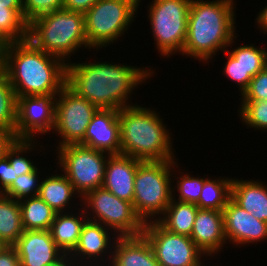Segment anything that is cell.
I'll use <instances>...</instances> for the list:
<instances>
[{
    "label": "cell",
    "mask_w": 267,
    "mask_h": 266,
    "mask_svg": "<svg viewBox=\"0 0 267 266\" xmlns=\"http://www.w3.org/2000/svg\"><path fill=\"white\" fill-rule=\"evenodd\" d=\"M150 67L96 60L94 63L69 62L66 65V85L98 109L119 110L133 105L129 98L133 91L154 76Z\"/></svg>",
    "instance_id": "1"
},
{
    "label": "cell",
    "mask_w": 267,
    "mask_h": 266,
    "mask_svg": "<svg viewBox=\"0 0 267 266\" xmlns=\"http://www.w3.org/2000/svg\"><path fill=\"white\" fill-rule=\"evenodd\" d=\"M66 65L28 39L11 42L0 55V67L17 97L58 94L66 85Z\"/></svg>",
    "instance_id": "2"
},
{
    "label": "cell",
    "mask_w": 267,
    "mask_h": 266,
    "mask_svg": "<svg viewBox=\"0 0 267 266\" xmlns=\"http://www.w3.org/2000/svg\"><path fill=\"white\" fill-rule=\"evenodd\" d=\"M235 3V0H192L181 54L206 64L218 51L235 46L234 39L238 37Z\"/></svg>",
    "instance_id": "3"
},
{
    "label": "cell",
    "mask_w": 267,
    "mask_h": 266,
    "mask_svg": "<svg viewBox=\"0 0 267 266\" xmlns=\"http://www.w3.org/2000/svg\"><path fill=\"white\" fill-rule=\"evenodd\" d=\"M159 115L137 103L119 109L120 154L141 161L176 160L170 130Z\"/></svg>",
    "instance_id": "4"
},
{
    "label": "cell",
    "mask_w": 267,
    "mask_h": 266,
    "mask_svg": "<svg viewBox=\"0 0 267 266\" xmlns=\"http://www.w3.org/2000/svg\"><path fill=\"white\" fill-rule=\"evenodd\" d=\"M28 40L66 64L71 62L70 57L81 47L91 52L87 43L84 14L66 9L55 10L30 22Z\"/></svg>",
    "instance_id": "5"
},
{
    "label": "cell",
    "mask_w": 267,
    "mask_h": 266,
    "mask_svg": "<svg viewBox=\"0 0 267 266\" xmlns=\"http://www.w3.org/2000/svg\"><path fill=\"white\" fill-rule=\"evenodd\" d=\"M175 160L142 161L134 180L133 208L145 224L157 221L172 199V170Z\"/></svg>",
    "instance_id": "6"
},
{
    "label": "cell",
    "mask_w": 267,
    "mask_h": 266,
    "mask_svg": "<svg viewBox=\"0 0 267 266\" xmlns=\"http://www.w3.org/2000/svg\"><path fill=\"white\" fill-rule=\"evenodd\" d=\"M137 9L135 0H98L84 14L89 47L98 51L116 43L134 23Z\"/></svg>",
    "instance_id": "7"
},
{
    "label": "cell",
    "mask_w": 267,
    "mask_h": 266,
    "mask_svg": "<svg viewBox=\"0 0 267 266\" xmlns=\"http://www.w3.org/2000/svg\"><path fill=\"white\" fill-rule=\"evenodd\" d=\"M191 1L152 0L148 5L147 15L154 44L158 54L164 58H171L175 53L181 54L183 51Z\"/></svg>",
    "instance_id": "8"
},
{
    "label": "cell",
    "mask_w": 267,
    "mask_h": 266,
    "mask_svg": "<svg viewBox=\"0 0 267 266\" xmlns=\"http://www.w3.org/2000/svg\"><path fill=\"white\" fill-rule=\"evenodd\" d=\"M55 151L59 172L71 182L80 201L88 192L103 186L109 154L80 144L62 146Z\"/></svg>",
    "instance_id": "9"
},
{
    "label": "cell",
    "mask_w": 267,
    "mask_h": 266,
    "mask_svg": "<svg viewBox=\"0 0 267 266\" xmlns=\"http://www.w3.org/2000/svg\"><path fill=\"white\" fill-rule=\"evenodd\" d=\"M81 206L88 220L101 223L118 237L142 235L144 223L136 215L133 204L119 199L103 187L81 198Z\"/></svg>",
    "instance_id": "10"
},
{
    "label": "cell",
    "mask_w": 267,
    "mask_h": 266,
    "mask_svg": "<svg viewBox=\"0 0 267 266\" xmlns=\"http://www.w3.org/2000/svg\"><path fill=\"white\" fill-rule=\"evenodd\" d=\"M98 108L65 85L56 96L54 131L60 137L57 148L79 144Z\"/></svg>",
    "instance_id": "11"
},
{
    "label": "cell",
    "mask_w": 267,
    "mask_h": 266,
    "mask_svg": "<svg viewBox=\"0 0 267 266\" xmlns=\"http://www.w3.org/2000/svg\"><path fill=\"white\" fill-rule=\"evenodd\" d=\"M142 235L160 266H207L201 259L206 255L189 236L171 233L157 221L145 223Z\"/></svg>",
    "instance_id": "12"
},
{
    "label": "cell",
    "mask_w": 267,
    "mask_h": 266,
    "mask_svg": "<svg viewBox=\"0 0 267 266\" xmlns=\"http://www.w3.org/2000/svg\"><path fill=\"white\" fill-rule=\"evenodd\" d=\"M57 94L17 97L15 137L36 140L41 133H53Z\"/></svg>",
    "instance_id": "13"
},
{
    "label": "cell",
    "mask_w": 267,
    "mask_h": 266,
    "mask_svg": "<svg viewBox=\"0 0 267 266\" xmlns=\"http://www.w3.org/2000/svg\"><path fill=\"white\" fill-rule=\"evenodd\" d=\"M117 238L106 226L87 219L82 226L77 246L68 255L70 263L73 266H109Z\"/></svg>",
    "instance_id": "14"
},
{
    "label": "cell",
    "mask_w": 267,
    "mask_h": 266,
    "mask_svg": "<svg viewBox=\"0 0 267 266\" xmlns=\"http://www.w3.org/2000/svg\"><path fill=\"white\" fill-rule=\"evenodd\" d=\"M222 212L227 244L240 245V248L267 240V222L258 220L231 198Z\"/></svg>",
    "instance_id": "15"
},
{
    "label": "cell",
    "mask_w": 267,
    "mask_h": 266,
    "mask_svg": "<svg viewBox=\"0 0 267 266\" xmlns=\"http://www.w3.org/2000/svg\"><path fill=\"white\" fill-rule=\"evenodd\" d=\"M13 246L21 266H48L57 263L65 255L49 230H24Z\"/></svg>",
    "instance_id": "16"
},
{
    "label": "cell",
    "mask_w": 267,
    "mask_h": 266,
    "mask_svg": "<svg viewBox=\"0 0 267 266\" xmlns=\"http://www.w3.org/2000/svg\"><path fill=\"white\" fill-rule=\"evenodd\" d=\"M79 144L109 155L120 154L118 110L98 109Z\"/></svg>",
    "instance_id": "17"
},
{
    "label": "cell",
    "mask_w": 267,
    "mask_h": 266,
    "mask_svg": "<svg viewBox=\"0 0 267 266\" xmlns=\"http://www.w3.org/2000/svg\"><path fill=\"white\" fill-rule=\"evenodd\" d=\"M190 238L196 246L211 259L224 249L227 243L224 234L223 212L198 209ZM212 255V256H211ZM211 256V257H210Z\"/></svg>",
    "instance_id": "18"
},
{
    "label": "cell",
    "mask_w": 267,
    "mask_h": 266,
    "mask_svg": "<svg viewBox=\"0 0 267 266\" xmlns=\"http://www.w3.org/2000/svg\"><path fill=\"white\" fill-rule=\"evenodd\" d=\"M142 161L123 154L109 155L104 174L103 188L119 199L133 203L134 180Z\"/></svg>",
    "instance_id": "19"
},
{
    "label": "cell",
    "mask_w": 267,
    "mask_h": 266,
    "mask_svg": "<svg viewBox=\"0 0 267 266\" xmlns=\"http://www.w3.org/2000/svg\"><path fill=\"white\" fill-rule=\"evenodd\" d=\"M109 266H160L143 235L118 237Z\"/></svg>",
    "instance_id": "20"
},
{
    "label": "cell",
    "mask_w": 267,
    "mask_h": 266,
    "mask_svg": "<svg viewBox=\"0 0 267 266\" xmlns=\"http://www.w3.org/2000/svg\"><path fill=\"white\" fill-rule=\"evenodd\" d=\"M253 180L233 178L231 199L258 220L267 222V185L258 179Z\"/></svg>",
    "instance_id": "21"
},
{
    "label": "cell",
    "mask_w": 267,
    "mask_h": 266,
    "mask_svg": "<svg viewBox=\"0 0 267 266\" xmlns=\"http://www.w3.org/2000/svg\"><path fill=\"white\" fill-rule=\"evenodd\" d=\"M78 205L82 209L78 208L77 213L76 210H74L75 213L74 211L57 213L49 230L56 245L66 255H69L77 246L82 226L88 219L81 202Z\"/></svg>",
    "instance_id": "22"
},
{
    "label": "cell",
    "mask_w": 267,
    "mask_h": 266,
    "mask_svg": "<svg viewBox=\"0 0 267 266\" xmlns=\"http://www.w3.org/2000/svg\"><path fill=\"white\" fill-rule=\"evenodd\" d=\"M75 195L80 198L63 173L61 175L58 172L56 175L50 173V176L41 180L38 196L57 213L70 212V209L73 211L71 201L76 197Z\"/></svg>",
    "instance_id": "23"
},
{
    "label": "cell",
    "mask_w": 267,
    "mask_h": 266,
    "mask_svg": "<svg viewBox=\"0 0 267 266\" xmlns=\"http://www.w3.org/2000/svg\"><path fill=\"white\" fill-rule=\"evenodd\" d=\"M198 209L194 203L171 199L170 204L157 222L171 233L190 237Z\"/></svg>",
    "instance_id": "24"
},
{
    "label": "cell",
    "mask_w": 267,
    "mask_h": 266,
    "mask_svg": "<svg viewBox=\"0 0 267 266\" xmlns=\"http://www.w3.org/2000/svg\"><path fill=\"white\" fill-rule=\"evenodd\" d=\"M24 230H50L55 212L38 195L19 200Z\"/></svg>",
    "instance_id": "25"
},
{
    "label": "cell",
    "mask_w": 267,
    "mask_h": 266,
    "mask_svg": "<svg viewBox=\"0 0 267 266\" xmlns=\"http://www.w3.org/2000/svg\"><path fill=\"white\" fill-rule=\"evenodd\" d=\"M23 231L19 201L0 193V239L13 246Z\"/></svg>",
    "instance_id": "26"
},
{
    "label": "cell",
    "mask_w": 267,
    "mask_h": 266,
    "mask_svg": "<svg viewBox=\"0 0 267 266\" xmlns=\"http://www.w3.org/2000/svg\"><path fill=\"white\" fill-rule=\"evenodd\" d=\"M232 179L225 176L216 179L207 176L196 203L198 208L223 211L231 198Z\"/></svg>",
    "instance_id": "27"
},
{
    "label": "cell",
    "mask_w": 267,
    "mask_h": 266,
    "mask_svg": "<svg viewBox=\"0 0 267 266\" xmlns=\"http://www.w3.org/2000/svg\"><path fill=\"white\" fill-rule=\"evenodd\" d=\"M17 120V95L6 72L0 67V128L15 134Z\"/></svg>",
    "instance_id": "28"
},
{
    "label": "cell",
    "mask_w": 267,
    "mask_h": 266,
    "mask_svg": "<svg viewBox=\"0 0 267 266\" xmlns=\"http://www.w3.org/2000/svg\"><path fill=\"white\" fill-rule=\"evenodd\" d=\"M177 162L178 161L176 160V162L173 165V170H172V175H173L172 183L174 184V180L176 182L174 186L172 185V199L181 201V202L196 204L199 200V196L201 194V190L203 188L204 181L206 178L205 177L201 178V176L199 177V175L194 177L191 174H189L187 171H185L186 174H183L184 173L183 171L177 172V170L181 168L179 167V164ZM174 170L176 171V173H180L179 174L180 176H177V175L174 176V172H175ZM176 192L179 193V195L176 196L175 195Z\"/></svg>",
    "instance_id": "29"
},
{
    "label": "cell",
    "mask_w": 267,
    "mask_h": 266,
    "mask_svg": "<svg viewBox=\"0 0 267 266\" xmlns=\"http://www.w3.org/2000/svg\"><path fill=\"white\" fill-rule=\"evenodd\" d=\"M229 53L243 67V77H254L257 73L265 69L267 59V49L257 47L254 44H245L234 47Z\"/></svg>",
    "instance_id": "30"
},
{
    "label": "cell",
    "mask_w": 267,
    "mask_h": 266,
    "mask_svg": "<svg viewBox=\"0 0 267 266\" xmlns=\"http://www.w3.org/2000/svg\"><path fill=\"white\" fill-rule=\"evenodd\" d=\"M28 25L22 8H0V32L10 42L27 40Z\"/></svg>",
    "instance_id": "31"
},
{
    "label": "cell",
    "mask_w": 267,
    "mask_h": 266,
    "mask_svg": "<svg viewBox=\"0 0 267 266\" xmlns=\"http://www.w3.org/2000/svg\"><path fill=\"white\" fill-rule=\"evenodd\" d=\"M35 144H38L36 140L17 139L7 150L6 155L17 176L31 173L37 168V165L26 155L33 150L35 151L34 146H38Z\"/></svg>",
    "instance_id": "32"
},
{
    "label": "cell",
    "mask_w": 267,
    "mask_h": 266,
    "mask_svg": "<svg viewBox=\"0 0 267 266\" xmlns=\"http://www.w3.org/2000/svg\"><path fill=\"white\" fill-rule=\"evenodd\" d=\"M238 109L241 122L249 128L267 132V100L241 101Z\"/></svg>",
    "instance_id": "33"
},
{
    "label": "cell",
    "mask_w": 267,
    "mask_h": 266,
    "mask_svg": "<svg viewBox=\"0 0 267 266\" xmlns=\"http://www.w3.org/2000/svg\"><path fill=\"white\" fill-rule=\"evenodd\" d=\"M36 168L33 172L17 176L11 186L3 193L4 195L21 200L37 196L40 188L41 178L39 174L41 170Z\"/></svg>",
    "instance_id": "34"
},
{
    "label": "cell",
    "mask_w": 267,
    "mask_h": 266,
    "mask_svg": "<svg viewBox=\"0 0 267 266\" xmlns=\"http://www.w3.org/2000/svg\"><path fill=\"white\" fill-rule=\"evenodd\" d=\"M64 0H22L23 17L29 24L42 15L63 9Z\"/></svg>",
    "instance_id": "35"
},
{
    "label": "cell",
    "mask_w": 267,
    "mask_h": 266,
    "mask_svg": "<svg viewBox=\"0 0 267 266\" xmlns=\"http://www.w3.org/2000/svg\"><path fill=\"white\" fill-rule=\"evenodd\" d=\"M240 101L267 100V70L264 69L252 77L248 87L240 94Z\"/></svg>",
    "instance_id": "36"
},
{
    "label": "cell",
    "mask_w": 267,
    "mask_h": 266,
    "mask_svg": "<svg viewBox=\"0 0 267 266\" xmlns=\"http://www.w3.org/2000/svg\"><path fill=\"white\" fill-rule=\"evenodd\" d=\"M227 55V61H225V67H223V74L227 76L230 81L237 83L240 93L248 87L252 77H243V67L241 64L229 53V51H223Z\"/></svg>",
    "instance_id": "37"
},
{
    "label": "cell",
    "mask_w": 267,
    "mask_h": 266,
    "mask_svg": "<svg viewBox=\"0 0 267 266\" xmlns=\"http://www.w3.org/2000/svg\"><path fill=\"white\" fill-rule=\"evenodd\" d=\"M17 178L7 155L0 159V193H4Z\"/></svg>",
    "instance_id": "38"
},
{
    "label": "cell",
    "mask_w": 267,
    "mask_h": 266,
    "mask_svg": "<svg viewBox=\"0 0 267 266\" xmlns=\"http://www.w3.org/2000/svg\"><path fill=\"white\" fill-rule=\"evenodd\" d=\"M0 266H21L14 246H6L0 251Z\"/></svg>",
    "instance_id": "39"
},
{
    "label": "cell",
    "mask_w": 267,
    "mask_h": 266,
    "mask_svg": "<svg viewBox=\"0 0 267 266\" xmlns=\"http://www.w3.org/2000/svg\"><path fill=\"white\" fill-rule=\"evenodd\" d=\"M98 0H64L63 9L85 14Z\"/></svg>",
    "instance_id": "40"
},
{
    "label": "cell",
    "mask_w": 267,
    "mask_h": 266,
    "mask_svg": "<svg viewBox=\"0 0 267 266\" xmlns=\"http://www.w3.org/2000/svg\"><path fill=\"white\" fill-rule=\"evenodd\" d=\"M16 140L17 138L12 131L0 128V159L6 155L7 150Z\"/></svg>",
    "instance_id": "41"
},
{
    "label": "cell",
    "mask_w": 267,
    "mask_h": 266,
    "mask_svg": "<svg viewBox=\"0 0 267 266\" xmlns=\"http://www.w3.org/2000/svg\"><path fill=\"white\" fill-rule=\"evenodd\" d=\"M257 28L259 27L260 32L267 34V5L262 8L255 18Z\"/></svg>",
    "instance_id": "42"
},
{
    "label": "cell",
    "mask_w": 267,
    "mask_h": 266,
    "mask_svg": "<svg viewBox=\"0 0 267 266\" xmlns=\"http://www.w3.org/2000/svg\"><path fill=\"white\" fill-rule=\"evenodd\" d=\"M0 8H22V0H0Z\"/></svg>",
    "instance_id": "43"
},
{
    "label": "cell",
    "mask_w": 267,
    "mask_h": 266,
    "mask_svg": "<svg viewBox=\"0 0 267 266\" xmlns=\"http://www.w3.org/2000/svg\"><path fill=\"white\" fill-rule=\"evenodd\" d=\"M48 266H73V265L70 263L68 255L65 254L57 263Z\"/></svg>",
    "instance_id": "44"
},
{
    "label": "cell",
    "mask_w": 267,
    "mask_h": 266,
    "mask_svg": "<svg viewBox=\"0 0 267 266\" xmlns=\"http://www.w3.org/2000/svg\"><path fill=\"white\" fill-rule=\"evenodd\" d=\"M11 42L0 32V55Z\"/></svg>",
    "instance_id": "45"
},
{
    "label": "cell",
    "mask_w": 267,
    "mask_h": 266,
    "mask_svg": "<svg viewBox=\"0 0 267 266\" xmlns=\"http://www.w3.org/2000/svg\"><path fill=\"white\" fill-rule=\"evenodd\" d=\"M7 245L0 239V251Z\"/></svg>",
    "instance_id": "46"
},
{
    "label": "cell",
    "mask_w": 267,
    "mask_h": 266,
    "mask_svg": "<svg viewBox=\"0 0 267 266\" xmlns=\"http://www.w3.org/2000/svg\"><path fill=\"white\" fill-rule=\"evenodd\" d=\"M135 1L138 3V5H140V2L143 0H135Z\"/></svg>",
    "instance_id": "47"
},
{
    "label": "cell",
    "mask_w": 267,
    "mask_h": 266,
    "mask_svg": "<svg viewBox=\"0 0 267 266\" xmlns=\"http://www.w3.org/2000/svg\"><path fill=\"white\" fill-rule=\"evenodd\" d=\"M265 69L267 70V59H266Z\"/></svg>",
    "instance_id": "48"
}]
</instances>
